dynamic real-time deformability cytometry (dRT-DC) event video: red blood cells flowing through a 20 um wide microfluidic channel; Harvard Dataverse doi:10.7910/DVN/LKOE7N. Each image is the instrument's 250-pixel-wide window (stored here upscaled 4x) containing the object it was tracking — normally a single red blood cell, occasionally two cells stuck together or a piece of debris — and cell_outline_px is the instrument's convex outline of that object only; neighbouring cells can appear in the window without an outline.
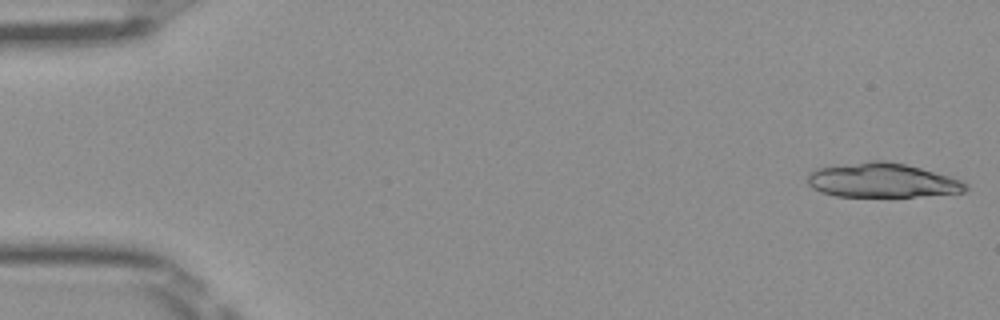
{"species": "Egyptian fruit bat (a non-hibernating species)", "species_latin": "Rousettus aegyptiacus", "temperature_condition": "room temperature", "stored_images_in_passage": 15, "camera_frame_rate_fps": 3000, "um_per_image_px": 0.085, "frame": {"image": 1, "passage_image": 1, "time_ms": 0.0, "image_size_px": [1000, 320], "cell_outline_px": [[968, 188], [964, 192], [912, 196], [836, 196], [820, 192], [812, 188], [808, 184], [808, 176], [816, 168], [868, 160], [884, 160], [904, 164], [920, 168], [948, 176], [960, 180], [968, 184]], "centroid_in_image_um": [74.95, 15.32], "position_along_channel_um": 10.1, "area_um2": 31.39}}